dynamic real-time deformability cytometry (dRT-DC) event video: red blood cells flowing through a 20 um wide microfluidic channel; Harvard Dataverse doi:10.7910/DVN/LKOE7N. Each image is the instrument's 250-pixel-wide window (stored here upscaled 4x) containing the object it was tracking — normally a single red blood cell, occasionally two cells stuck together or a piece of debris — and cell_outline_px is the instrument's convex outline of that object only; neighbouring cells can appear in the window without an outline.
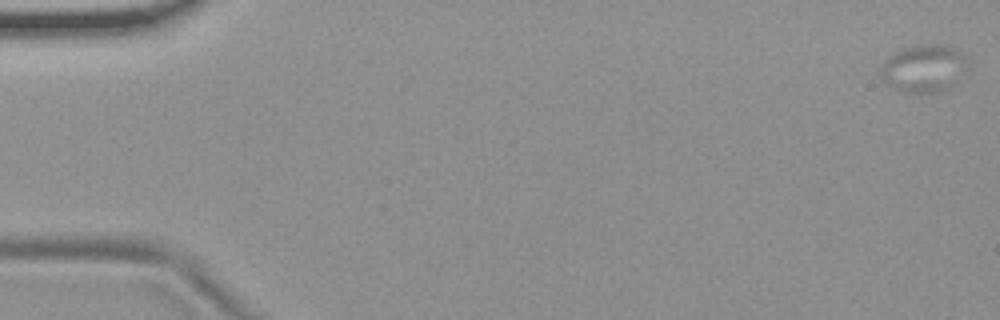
{"species": "common noctule bat (a hibernating species)", "species_latin": "Nyctalus noctula", "temperature_condition": "room temperature", "stored_images_in_passage": 46, "camera_frame_rate_fps": 3000, "um_per_image_px": 0.085, "animal": {"sex": "female", "body_mass_g": 19.9}, "frame": {"image": 1, "passage_image": 1, "time_ms": 0.0, "image_size_px": [1000, 320], "cell_outline_px": [[968, 68], [948, 88], [936, 92], [904, 92], [884, 84], [880, 76], [880, 68], [888, 56], [904, 48], [932, 44], [940, 44], [952, 48], [960, 52], [964, 56]], "centroid_in_image_um": [78.48, 5.82], "position_along_channel_um": 6.5, "area_um2": 23.7}}
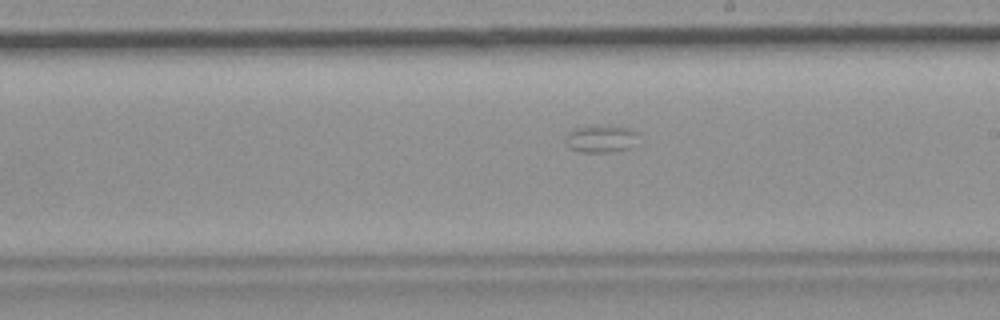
{"frame": {"image": 2, "passage_image": 33, "time_ms": 10.667, "image_size_px": [1000, 320], "cell_outline_px": [[640, 144], [628, 148], [608, 152], [580, 152], [568, 148], [564, 144], [564, 140], [568, 132], [576, 128], [600, 124], [604, 124], [628, 128], [636, 132]], "centroid_in_image_um": [51.08, 11.79], "position_along_channel_um": 237.9, "area_um2": 12.08}}
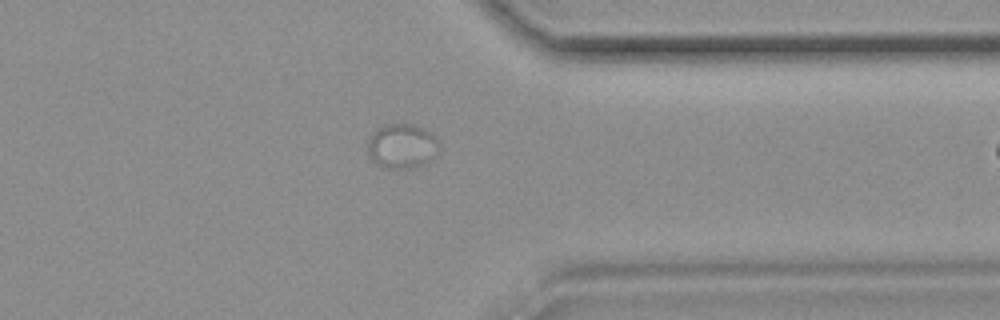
{"frame": {"image": 3, "passage_image": 45, "time_ms": 14.667, "image_size_px": [1000, 320], "cell_outline_px": [[436, 140], [428, 160], [420, 164], [408, 168], [388, 168], [376, 164], [368, 156], [368, 140], [384, 124], [412, 124], [424, 128]], "centroid_in_image_um": [34.04, 12.4], "position_along_channel_um": 377.4, "area_um2": 17.46}}